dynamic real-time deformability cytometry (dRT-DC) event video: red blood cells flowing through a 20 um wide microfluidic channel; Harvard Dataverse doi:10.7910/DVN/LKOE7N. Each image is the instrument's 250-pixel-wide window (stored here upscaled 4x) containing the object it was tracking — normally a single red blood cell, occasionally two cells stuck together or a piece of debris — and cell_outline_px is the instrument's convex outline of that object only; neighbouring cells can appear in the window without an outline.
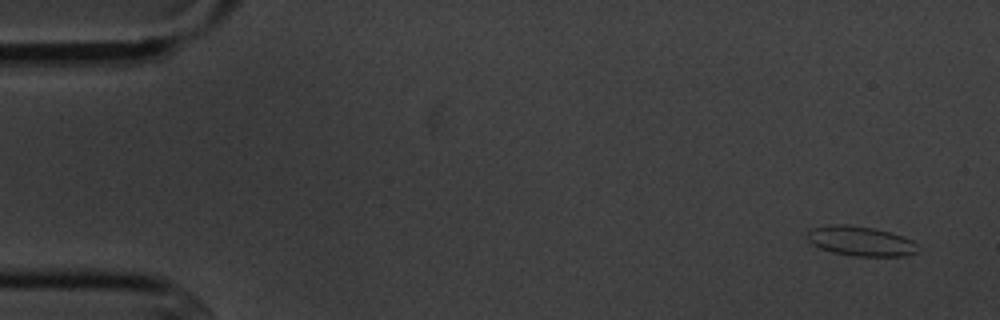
{"species": "common noctule bat (a hibernating species)", "species_latin": "Nyctalus noctula", "temperature_condition": "cold", "stored_images_in_passage": 5, "camera_frame_rate_fps": 3000, "um_per_image_px": 0.085, "animal": {"sex": "male", "body_mass_g": 20.1, "forearm_length_mm": 53.5}, "frame": {"image": 1, "passage_image": 1, "time_ms": 0.0, "image_size_px": [1000, 320], "cell_outline_px": [[916, 252], [904, 256], [852, 256], [832, 252], [820, 248], [812, 244], [808, 240], [808, 232], [812, 228], [828, 224], [848, 224], [872, 228], [904, 236], [912, 240], [916, 244]], "centroid_in_image_um": [73.12, 20.49], "position_along_channel_um": 11.9, "area_um2": 19.07}}
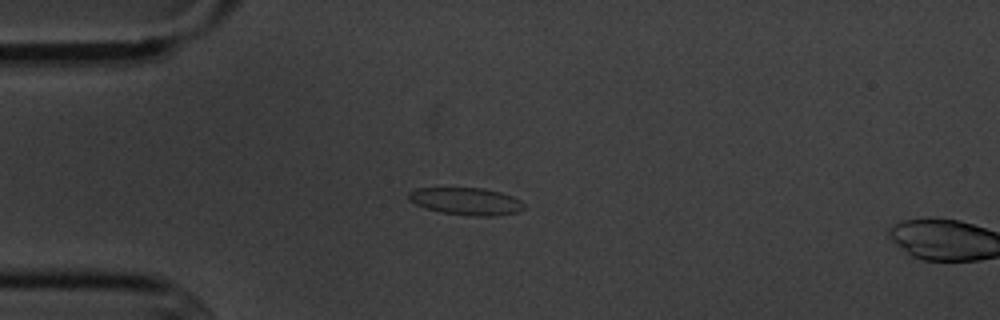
{"frame": {"image": 2, "passage_image": 4, "time_ms": 3.667, "image_size_px": [1000, 320], "cell_outline_px": [[524, 208], [516, 212], [496, 216], [472, 216], [440, 212], [416, 204], [408, 200], [408, 192], [416, 188], [484, 188], [500, 192], [512, 196], [520, 200], [524, 204]], "centroid_in_image_um": [39.62, 17.1], "position_along_channel_um": 45.4, "area_um2": 18.32}}